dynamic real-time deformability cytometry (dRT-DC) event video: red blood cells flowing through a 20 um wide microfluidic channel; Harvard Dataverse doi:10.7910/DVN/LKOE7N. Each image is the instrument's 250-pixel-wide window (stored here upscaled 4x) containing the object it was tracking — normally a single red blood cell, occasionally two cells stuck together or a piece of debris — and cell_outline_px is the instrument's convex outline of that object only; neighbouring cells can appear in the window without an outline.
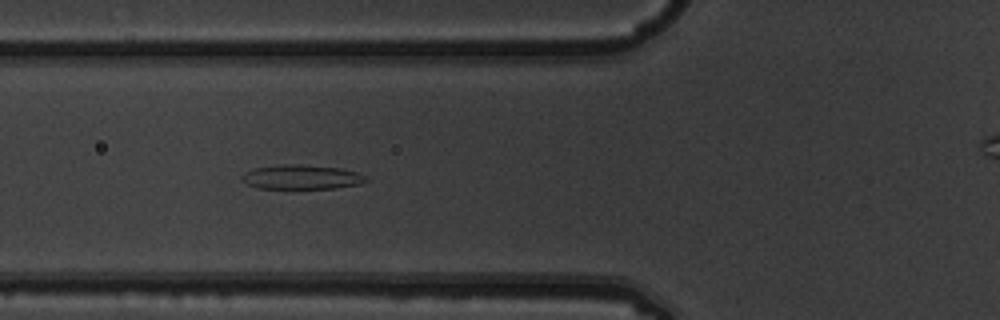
{"species": "common noctule bat (a hibernating species)", "species_latin": "Nyctalus noctula", "temperature_condition": "warm", "stored_images_in_passage": 6, "camera_frame_rate_fps": 3000, "um_per_image_px": 0.085, "animal": {"sex": "male", "body_mass_g": 19.5, "forearm_length_mm": 54.6}, "frame": {"image": 1, "passage_image": 5, "time_ms": 1.333, "image_size_px": [1000, 320], "cell_outline_px": [[368, 180], [360, 184], [336, 188], [260, 188], [248, 184], [240, 180], [240, 176], [244, 172], [252, 168], [284, 164], [304, 164], [340, 168], [356, 172], [368, 176]], "centroid_in_image_um": [25.62, 15.04], "position_along_channel_um": 100.2, "area_um2": 17.8}}